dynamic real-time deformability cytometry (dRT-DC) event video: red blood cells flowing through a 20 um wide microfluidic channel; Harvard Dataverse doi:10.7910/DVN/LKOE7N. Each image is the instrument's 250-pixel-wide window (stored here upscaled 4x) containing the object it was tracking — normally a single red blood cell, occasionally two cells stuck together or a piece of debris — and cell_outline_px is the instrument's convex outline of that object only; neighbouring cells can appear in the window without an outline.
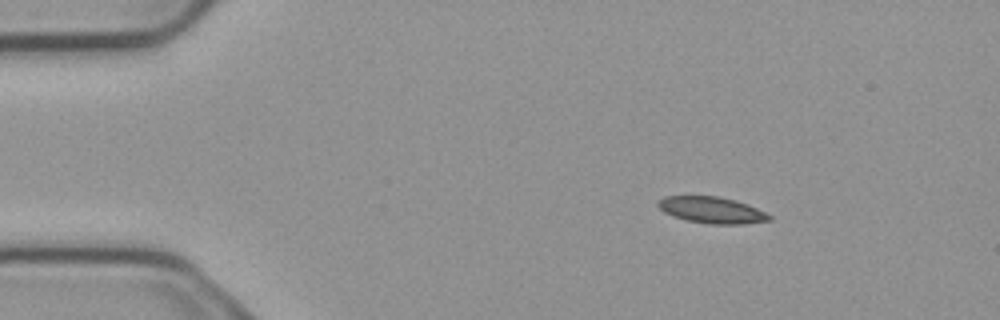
{"species": "common noctule bat (a hibernating species)", "species_latin": "Nyctalus noctula", "temperature_condition": "cold", "stored_images_in_passage": 5, "camera_frame_rate_fps": 3000, "um_per_image_px": 0.085, "animal": {"sex": "male", "body_mass_g": 23.1, "forearm_length_mm": 52.7}, "frame": {"image": 1, "passage_image": 2, "time_ms": 0.333, "image_size_px": [1000, 320], "cell_outline_px": [[772, 220], [744, 224], [712, 224], [688, 220], [664, 212], [656, 204], [664, 196], [716, 196], [736, 200], [748, 204], [772, 216]], "centroid_in_image_um": [60.54, 17.85], "position_along_channel_um": 24.5, "area_um2": 16.94}}
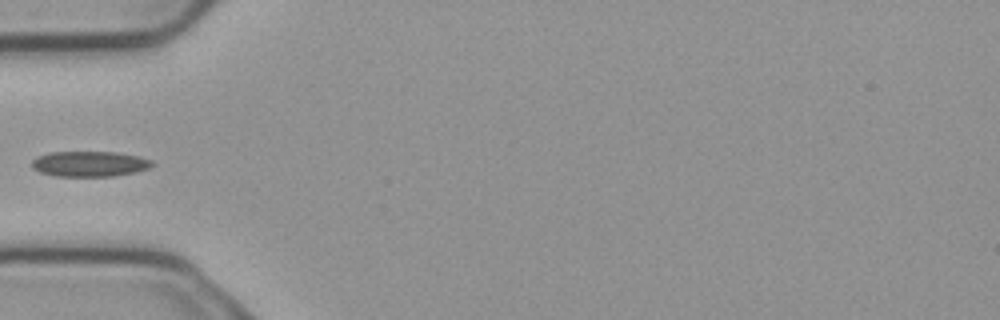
{"frame": {"image": 2, "passage_image": 5, "time_ms": 1.333, "image_size_px": [1000, 320], "cell_outline_px": [[156, 164], [148, 168], [132, 172], [112, 176], [56, 176], [40, 172], [32, 168], [32, 160], [40, 156], [52, 152], [116, 152], [136, 156], [152, 160]], "centroid_in_image_um": [7.61, 13.93], "position_along_channel_um": 77.4, "area_um2": 17.57}}